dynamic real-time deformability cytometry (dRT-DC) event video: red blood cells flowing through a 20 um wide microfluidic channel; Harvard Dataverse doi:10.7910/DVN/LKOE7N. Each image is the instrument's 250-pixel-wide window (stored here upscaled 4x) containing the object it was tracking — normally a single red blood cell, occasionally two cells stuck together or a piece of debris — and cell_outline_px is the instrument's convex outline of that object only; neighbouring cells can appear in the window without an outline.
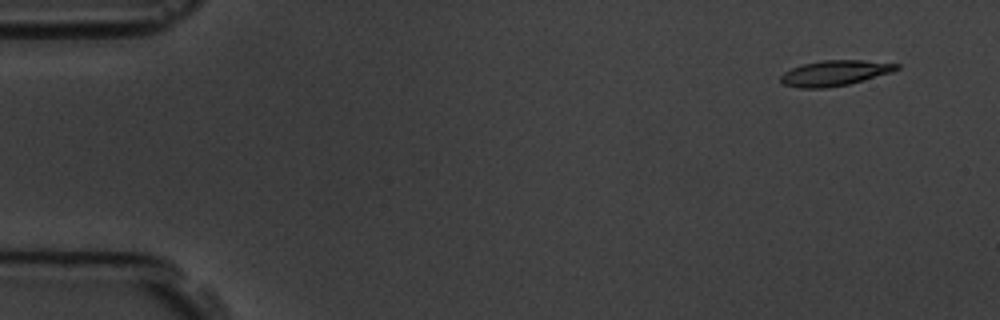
{"species": "common noctule bat (a hibernating species)", "species_latin": "Nyctalus noctula", "temperature_condition": "room temperature", "stored_images_in_passage": 4, "camera_frame_rate_fps": 3000, "um_per_image_px": 0.085, "animal": {"sex": "male", "body_mass_g": 19.5, "forearm_length_mm": 54.6}, "frame": {"image": 1, "passage_image": 1, "time_ms": 0.0, "image_size_px": [1000, 320], "cell_outline_px": [[900, 68], [892, 72], [864, 80], [848, 84], [824, 88], [800, 88], [784, 84], [780, 80], [780, 76], [784, 72], [792, 68], [804, 64], [824, 60], [864, 60], [900, 64]], "centroid_in_image_um": [70.98, 6.21], "position_along_channel_um": 14.0, "area_um2": 17.05}}
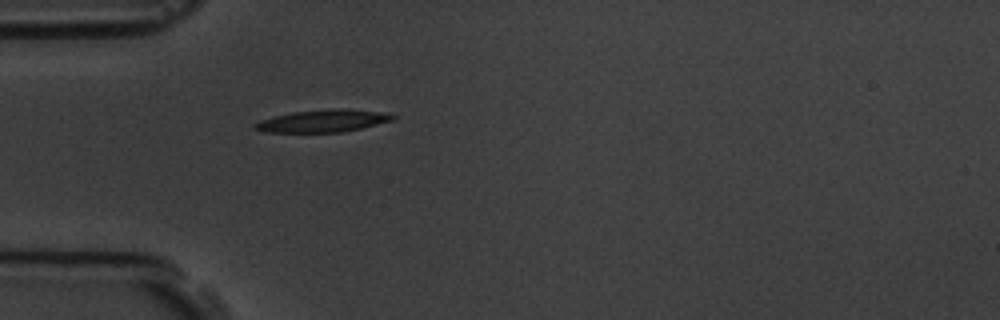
{"frame": {"image": 2, "passage_image": 4, "time_ms": 4.333, "image_size_px": [1000, 320], "cell_outline_px": [[396, 116], [392, 120], [360, 128], [340, 132], [268, 132], [252, 128], [252, 124], [260, 120], [292, 112], [332, 108], [344, 108], [392, 112]], "centroid_in_image_um": [27.49, 10.25], "position_along_channel_um": 57.5, "area_um2": 18.09}}